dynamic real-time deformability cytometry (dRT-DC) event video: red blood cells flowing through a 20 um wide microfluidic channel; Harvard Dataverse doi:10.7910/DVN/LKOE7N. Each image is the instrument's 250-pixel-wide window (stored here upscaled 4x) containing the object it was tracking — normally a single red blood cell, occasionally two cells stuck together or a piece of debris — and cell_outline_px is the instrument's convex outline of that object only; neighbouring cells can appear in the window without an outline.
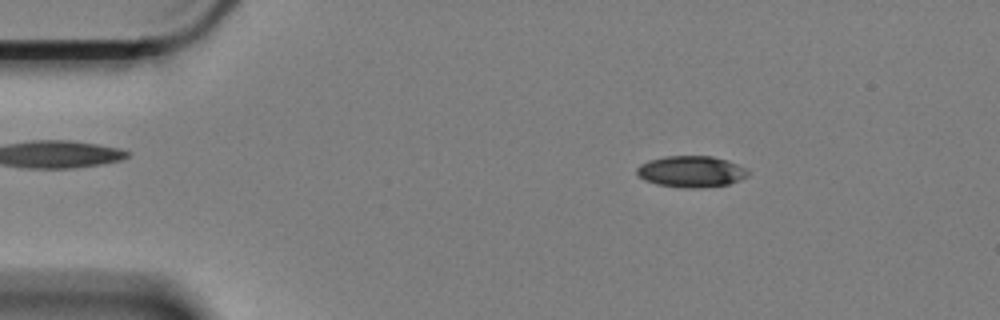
{"species": "Egyptian fruit bat (a non-hibernating species)", "species_latin": "Rousettus aegyptiacus", "temperature_condition": "cold", "stored_images_in_passage": 8, "camera_frame_rate_fps": 3000, "um_per_image_px": 0.085, "animal": {"sex": "female"}, "frame": {"image": 1, "passage_image": 5, "time_ms": 1.333, "image_size_px": [1000, 320], "cell_outline_px": [[748, 176], [728, 184], [660, 184], [644, 180], [636, 172], [636, 168], [640, 164], [648, 160], [664, 156], [712, 156], [728, 160], [744, 168], [748, 172]], "centroid_in_image_um": [58.71, 14.49], "position_along_channel_um": 26.3, "area_um2": 18.96}}